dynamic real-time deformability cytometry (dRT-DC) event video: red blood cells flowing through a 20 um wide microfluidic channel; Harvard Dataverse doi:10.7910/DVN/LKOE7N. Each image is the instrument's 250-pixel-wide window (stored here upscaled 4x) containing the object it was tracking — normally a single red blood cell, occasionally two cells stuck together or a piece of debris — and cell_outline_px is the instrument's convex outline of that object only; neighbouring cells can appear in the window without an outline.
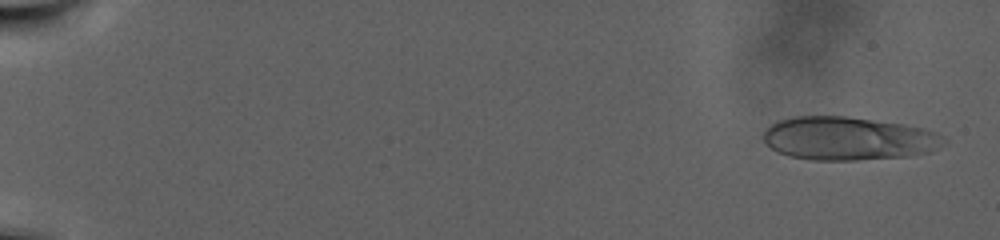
{"species": "human", "species_latin": "Homo sapiens", "temperature_condition": "warm", "stored_images_in_passage": 104, "camera_frame_rate_fps": 3000, "um_per_image_px": 0.085, "donor": {"sex": "male"}, "frame": {"image": 1, "passage_image": 4, "time_ms": 1.0, "image_size_px": [1000, 240], "cell_outline_px": [[948, 144], [928, 152], [908, 156], [856, 160], [812, 160], [788, 156], [776, 152], [764, 140], [764, 132], [772, 124], [780, 120], [792, 116], [844, 116], [904, 124], [924, 128], [936, 132], [948, 140]], "centroid_in_image_um": [72.14, 11.77], "position_along_channel_um": 12.9, "area_um2": 45.72}}
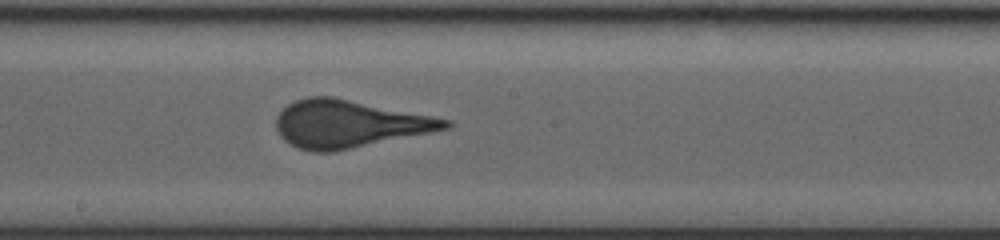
{"frame": {"image": 2, "passage_image": 61, "time_ms": 20.0, "image_size_px": [1000, 240], "cell_outline_px": [[452, 124], [448, 128], [432, 132], [332, 152], [312, 152], [296, 148], [288, 144], [280, 136], [276, 128], [276, 116], [288, 104], [296, 100], [308, 96], [332, 96], [452, 120]], "centroid_in_image_um": [29.62, 10.54], "position_along_channel_um": 218.6, "area_um2": 46.7}}
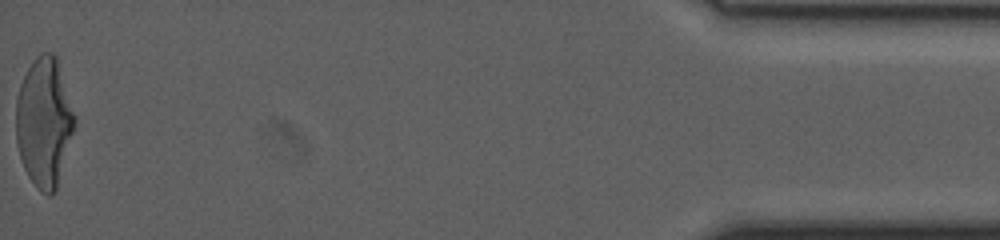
{"frame": {"image": 3, "passage_image": 104, "time_ms": 34.333, "image_size_px": [1000, 240], "cell_outline_px": [[76, 124], [56, 188], [52, 196], [48, 196], [40, 192], [36, 188], [28, 176], [24, 168], [20, 156], [16, 140], [16, 96], [20, 84], [28, 68], [36, 56], [40, 52], [52, 52], [56, 56], [76, 116]], "centroid_in_image_um": [3.75, 10.38], "position_along_channel_um": 431.5, "area_um2": 44.27}}